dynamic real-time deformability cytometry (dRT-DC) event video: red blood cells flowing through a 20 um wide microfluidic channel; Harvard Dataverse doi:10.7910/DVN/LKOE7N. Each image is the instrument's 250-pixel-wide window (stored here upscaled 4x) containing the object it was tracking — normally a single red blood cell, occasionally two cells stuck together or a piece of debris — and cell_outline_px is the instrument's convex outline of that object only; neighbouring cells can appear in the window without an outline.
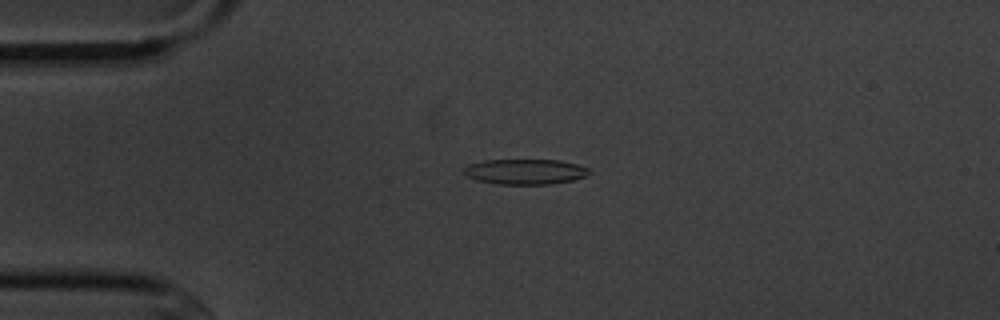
{"species": "common noctule bat (a hibernating species)", "species_latin": "Nyctalus noctula", "temperature_condition": "cold", "stored_images_in_passage": 5, "camera_frame_rate_fps": 3000, "um_per_image_px": 0.085, "animal": {"sex": "male", "body_mass_g": 20.1, "forearm_length_mm": 53.5}, "frame": {"image": 1, "passage_image": 4, "time_ms": 3.333, "image_size_px": [1000, 320], "cell_outline_px": [[592, 172], [584, 176], [572, 180], [552, 184], [496, 184], [476, 180], [468, 176], [464, 172], [464, 168], [468, 164], [484, 160], [560, 160], [576, 164], [588, 168]], "centroid_in_image_um": [44.63, 14.59], "position_along_channel_um": 40.4, "area_um2": 18.44}}